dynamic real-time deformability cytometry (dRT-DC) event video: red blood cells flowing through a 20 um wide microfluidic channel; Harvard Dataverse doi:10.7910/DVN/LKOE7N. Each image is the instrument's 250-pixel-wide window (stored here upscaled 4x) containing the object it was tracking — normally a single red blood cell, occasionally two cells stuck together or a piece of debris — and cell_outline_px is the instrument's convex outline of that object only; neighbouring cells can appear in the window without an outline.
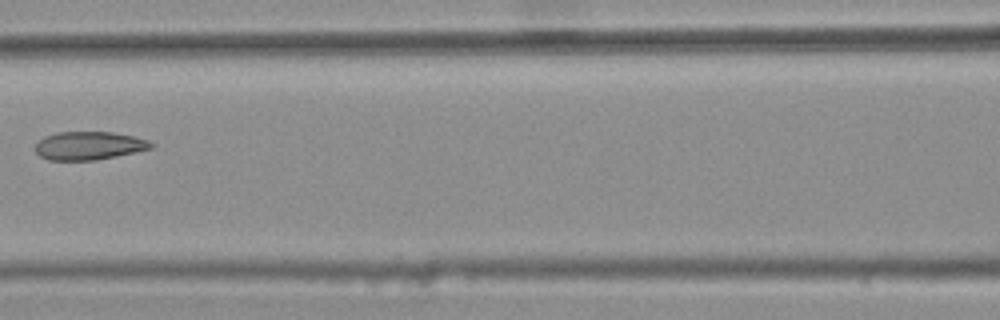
{"species": "common noctule bat (a hibernating species)", "species_latin": "Nyctalus noctula", "temperature_condition": "warm", "stored_images_in_passage": 5, "camera_frame_rate_fps": 3000, "um_per_image_px": 0.085, "animal": {"sex": "female", "body_mass_g": 25.1}, "frame": {"image": 1, "passage_image": 4, "time_ms": 1.0, "image_size_px": [1000, 320], "cell_outline_px": [[156, 144], [152, 148], [136, 152], [96, 160], [48, 160], [40, 156], [32, 148], [44, 136], [56, 132], [112, 132], [132, 136], [148, 140]], "centroid_in_image_um": [7.54, 12.38], "position_along_channel_um": 159.1, "area_um2": 19.19}}
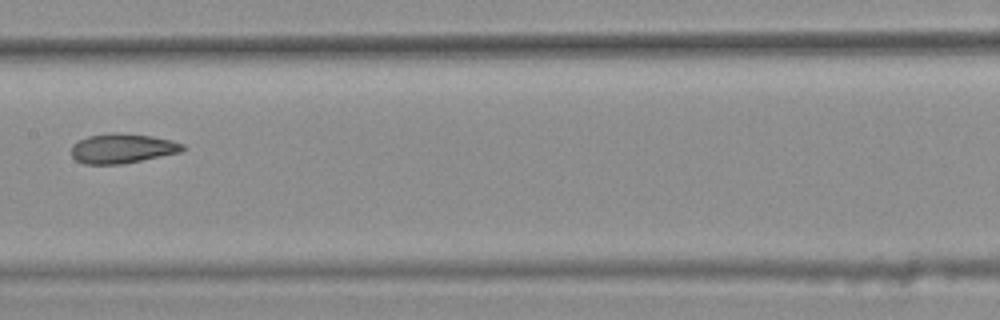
{"frame": {"image": 2, "passage_image": 5, "time_ms": 1.333, "image_size_px": [1000, 320], "cell_outline_px": [[184, 148], [180, 152], [124, 164], [84, 164], [76, 160], [72, 156], [72, 144], [88, 136], [108, 132], [116, 132], [152, 136], [172, 140], [184, 144]], "centroid_in_image_um": [10.38, 12.61], "position_along_channel_um": 197.0, "area_um2": 19.31}}